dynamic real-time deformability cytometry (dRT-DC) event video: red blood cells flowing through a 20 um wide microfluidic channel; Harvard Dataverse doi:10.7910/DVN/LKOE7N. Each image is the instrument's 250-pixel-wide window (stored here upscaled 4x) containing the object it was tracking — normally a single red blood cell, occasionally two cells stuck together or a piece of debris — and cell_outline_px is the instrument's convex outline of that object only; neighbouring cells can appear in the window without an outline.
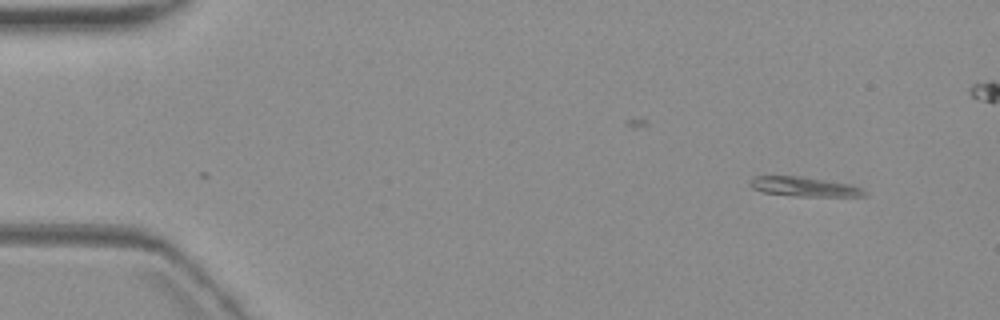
{"species": "common noctule bat (a hibernating species)", "species_latin": "Nyctalus noctula", "temperature_condition": "warm", "stored_images_in_passage": 5, "camera_frame_rate_fps": 3000, "um_per_image_px": 0.085, "animal": {"sex": "female", "body_mass_g": 19.3, "forearm_length_mm": 54.1}, "frame": {"image": 1, "passage_image": 1, "time_ms": 0.0, "image_size_px": [1000, 320], "cell_outline_px": [[868, 196], [792, 196], [760, 192], [752, 188], [748, 184], [752, 176], [804, 176], [852, 184], [868, 192]], "centroid_in_image_um": [68.34, 15.86], "position_along_channel_um": 16.7, "area_um2": 13.35}}